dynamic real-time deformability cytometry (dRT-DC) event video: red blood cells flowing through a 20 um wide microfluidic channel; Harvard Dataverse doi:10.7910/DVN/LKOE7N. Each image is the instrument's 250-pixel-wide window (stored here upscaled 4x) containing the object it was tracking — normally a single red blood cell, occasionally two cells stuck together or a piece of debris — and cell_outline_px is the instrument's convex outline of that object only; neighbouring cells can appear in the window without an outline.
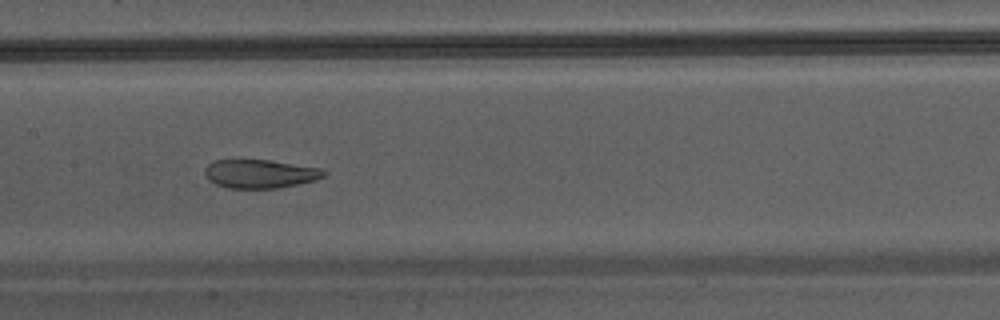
{"species": "Egyptian fruit bat (a non-hibernating species)", "species_latin": "Rousettus aegyptiacus", "temperature_condition": "warm", "stored_images_in_passage": 32, "camera_frame_rate_fps": 3000, "um_per_image_px": 0.085, "animal": {"sex": "male"}, "frame": {"image": 1, "passage_image": 10, "time_ms": 3.0, "image_size_px": [1000, 320], "cell_outline_px": [[328, 172], [324, 176], [316, 180], [280, 188], [228, 188], [216, 184], [208, 180], [204, 172], [204, 168], [208, 164], [216, 160], [268, 160], [320, 168]], "centroid_in_image_um": [22.1, 14.78], "position_along_channel_um": 185.3, "area_um2": 19.83}}